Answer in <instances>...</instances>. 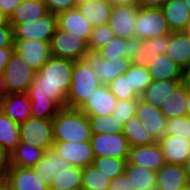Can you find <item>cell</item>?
Listing matches in <instances>:
<instances>
[{"instance_id":"6da1fadb","label":"cell","mask_w":190,"mask_h":190,"mask_svg":"<svg viewBox=\"0 0 190 190\" xmlns=\"http://www.w3.org/2000/svg\"><path fill=\"white\" fill-rule=\"evenodd\" d=\"M74 61L51 56L35 73L26 94L30 100H55L62 108L72 81Z\"/></svg>"},{"instance_id":"7a4b0ae2","label":"cell","mask_w":190,"mask_h":190,"mask_svg":"<svg viewBox=\"0 0 190 190\" xmlns=\"http://www.w3.org/2000/svg\"><path fill=\"white\" fill-rule=\"evenodd\" d=\"M54 141L88 142L91 128L88 116L79 109L62 108L52 119Z\"/></svg>"},{"instance_id":"3957f363","label":"cell","mask_w":190,"mask_h":190,"mask_svg":"<svg viewBox=\"0 0 190 190\" xmlns=\"http://www.w3.org/2000/svg\"><path fill=\"white\" fill-rule=\"evenodd\" d=\"M102 83L85 59L73 64L72 81L66 98V107L79 109Z\"/></svg>"},{"instance_id":"277c9868","label":"cell","mask_w":190,"mask_h":190,"mask_svg":"<svg viewBox=\"0 0 190 190\" xmlns=\"http://www.w3.org/2000/svg\"><path fill=\"white\" fill-rule=\"evenodd\" d=\"M134 37L141 40L163 37L171 34L161 8L138 7Z\"/></svg>"},{"instance_id":"5b68a950","label":"cell","mask_w":190,"mask_h":190,"mask_svg":"<svg viewBox=\"0 0 190 190\" xmlns=\"http://www.w3.org/2000/svg\"><path fill=\"white\" fill-rule=\"evenodd\" d=\"M51 56L72 61L84 59L89 52L88 42L71 32L57 27L50 41Z\"/></svg>"},{"instance_id":"8992f818","label":"cell","mask_w":190,"mask_h":190,"mask_svg":"<svg viewBox=\"0 0 190 190\" xmlns=\"http://www.w3.org/2000/svg\"><path fill=\"white\" fill-rule=\"evenodd\" d=\"M36 71L16 52L13 51L3 71L8 94L26 93Z\"/></svg>"},{"instance_id":"52a82bcc","label":"cell","mask_w":190,"mask_h":190,"mask_svg":"<svg viewBox=\"0 0 190 190\" xmlns=\"http://www.w3.org/2000/svg\"><path fill=\"white\" fill-rule=\"evenodd\" d=\"M13 28L14 40H39L51 41V37L57 29V15L48 12L41 18L22 24H10Z\"/></svg>"},{"instance_id":"ba28073f","label":"cell","mask_w":190,"mask_h":190,"mask_svg":"<svg viewBox=\"0 0 190 190\" xmlns=\"http://www.w3.org/2000/svg\"><path fill=\"white\" fill-rule=\"evenodd\" d=\"M20 142L44 149L52 148L54 144L52 120L28 118L19 124Z\"/></svg>"},{"instance_id":"9c48e42d","label":"cell","mask_w":190,"mask_h":190,"mask_svg":"<svg viewBox=\"0 0 190 190\" xmlns=\"http://www.w3.org/2000/svg\"><path fill=\"white\" fill-rule=\"evenodd\" d=\"M90 142L95 157L128 159L130 146L122 132L91 134Z\"/></svg>"},{"instance_id":"30bf717a","label":"cell","mask_w":190,"mask_h":190,"mask_svg":"<svg viewBox=\"0 0 190 190\" xmlns=\"http://www.w3.org/2000/svg\"><path fill=\"white\" fill-rule=\"evenodd\" d=\"M84 59L103 85L110 84L117 76L124 74L133 63L127 57L122 61L105 60L98 51H89Z\"/></svg>"},{"instance_id":"8fae6325","label":"cell","mask_w":190,"mask_h":190,"mask_svg":"<svg viewBox=\"0 0 190 190\" xmlns=\"http://www.w3.org/2000/svg\"><path fill=\"white\" fill-rule=\"evenodd\" d=\"M136 117L155 142L166 135L167 119L159 107L139 98L136 106Z\"/></svg>"},{"instance_id":"7c38bea8","label":"cell","mask_w":190,"mask_h":190,"mask_svg":"<svg viewBox=\"0 0 190 190\" xmlns=\"http://www.w3.org/2000/svg\"><path fill=\"white\" fill-rule=\"evenodd\" d=\"M138 7L134 5L112 6L108 25L114 36L123 39L134 37Z\"/></svg>"},{"instance_id":"4fadbf2b","label":"cell","mask_w":190,"mask_h":190,"mask_svg":"<svg viewBox=\"0 0 190 190\" xmlns=\"http://www.w3.org/2000/svg\"><path fill=\"white\" fill-rule=\"evenodd\" d=\"M52 147L74 167L85 168L92 165L95 158L90 141H54Z\"/></svg>"},{"instance_id":"5bb4252c","label":"cell","mask_w":190,"mask_h":190,"mask_svg":"<svg viewBox=\"0 0 190 190\" xmlns=\"http://www.w3.org/2000/svg\"><path fill=\"white\" fill-rule=\"evenodd\" d=\"M14 52L20 55L36 72L51 57L50 43L39 40H14Z\"/></svg>"},{"instance_id":"9a60e30c","label":"cell","mask_w":190,"mask_h":190,"mask_svg":"<svg viewBox=\"0 0 190 190\" xmlns=\"http://www.w3.org/2000/svg\"><path fill=\"white\" fill-rule=\"evenodd\" d=\"M2 185L8 190H49L33 168L10 166Z\"/></svg>"},{"instance_id":"2e32d148","label":"cell","mask_w":190,"mask_h":190,"mask_svg":"<svg viewBox=\"0 0 190 190\" xmlns=\"http://www.w3.org/2000/svg\"><path fill=\"white\" fill-rule=\"evenodd\" d=\"M117 98L109 90L108 85L97 88L87 101L79 108L87 116H106L112 114Z\"/></svg>"},{"instance_id":"e0dca14e","label":"cell","mask_w":190,"mask_h":190,"mask_svg":"<svg viewBox=\"0 0 190 190\" xmlns=\"http://www.w3.org/2000/svg\"><path fill=\"white\" fill-rule=\"evenodd\" d=\"M127 161L156 172L165 164L162 149L158 142L144 146H130Z\"/></svg>"},{"instance_id":"ac0fdd59","label":"cell","mask_w":190,"mask_h":190,"mask_svg":"<svg viewBox=\"0 0 190 190\" xmlns=\"http://www.w3.org/2000/svg\"><path fill=\"white\" fill-rule=\"evenodd\" d=\"M189 183L182 165L165 163L156 173V190H182Z\"/></svg>"},{"instance_id":"d6986e66","label":"cell","mask_w":190,"mask_h":190,"mask_svg":"<svg viewBox=\"0 0 190 190\" xmlns=\"http://www.w3.org/2000/svg\"><path fill=\"white\" fill-rule=\"evenodd\" d=\"M165 163L184 166L190 158V140L173 135H165L158 141Z\"/></svg>"},{"instance_id":"ffe728a7","label":"cell","mask_w":190,"mask_h":190,"mask_svg":"<svg viewBox=\"0 0 190 190\" xmlns=\"http://www.w3.org/2000/svg\"><path fill=\"white\" fill-rule=\"evenodd\" d=\"M161 10L171 32L190 30V10L184 0H167Z\"/></svg>"},{"instance_id":"44dd1931","label":"cell","mask_w":190,"mask_h":190,"mask_svg":"<svg viewBox=\"0 0 190 190\" xmlns=\"http://www.w3.org/2000/svg\"><path fill=\"white\" fill-rule=\"evenodd\" d=\"M66 167H72V165L61 157L52 147L44 152L43 157L37 162L33 169L36 176L49 186L57 173L63 171Z\"/></svg>"},{"instance_id":"7402d4cb","label":"cell","mask_w":190,"mask_h":190,"mask_svg":"<svg viewBox=\"0 0 190 190\" xmlns=\"http://www.w3.org/2000/svg\"><path fill=\"white\" fill-rule=\"evenodd\" d=\"M0 109L18 124L31 118V101L26 93L7 94L0 99Z\"/></svg>"},{"instance_id":"603a6c76","label":"cell","mask_w":190,"mask_h":190,"mask_svg":"<svg viewBox=\"0 0 190 190\" xmlns=\"http://www.w3.org/2000/svg\"><path fill=\"white\" fill-rule=\"evenodd\" d=\"M57 26L63 31H68L84 38L87 42L93 27L87 19L76 8L63 11L57 14Z\"/></svg>"},{"instance_id":"cb8c5ba5","label":"cell","mask_w":190,"mask_h":190,"mask_svg":"<svg viewBox=\"0 0 190 190\" xmlns=\"http://www.w3.org/2000/svg\"><path fill=\"white\" fill-rule=\"evenodd\" d=\"M177 65L184 69L190 64V30L172 32L170 42L165 53Z\"/></svg>"},{"instance_id":"d4e9b609","label":"cell","mask_w":190,"mask_h":190,"mask_svg":"<svg viewBox=\"0 0 190 190\" xmlns=\"http://www.w3.org/2000/svg\"><path fill=\"white\" fill-rule=\"evenodd\" d=\"M148 69L154 81L183 79V69L166 54L156 56L149 62Z\"/></svg>"},{"instance_id":"484cf974","label":"cell","mask_w":190,"mask_h":190,"mask_svg":"<svg viewBox=\"0 0 190 190\" xmlns=\"http://www.w3.org/2000/svg\"><path fill=\"white\" fill-rule=\"evenodd\" d=\"M47 13L43 0H22L9 17V24L35 21Z\"/></svg>"},{"instance_id":"4316f807","label":"cell","mask_w":190,"mask_h":190,"mask_svg":"<svg viewBox=\"0 0 190 190\" xmlns=\"http://www.w3.org/2000/svg\"><path fill=\"white\" fill-rule=\"evenodd\" d=\"M169 42L170 34L163 37L142 40L138 55L133 63L138 66L148 67L149 62L156 56L166 53Z\"/></svg>"},{"instance_id":"83f0119b","label":"cell","mask_w":190,"mask_h":190,"mask_svg":"<svg viewBox=\"0 0 190 190\" xmlns=\"http://www.w3.org/2000/svg\"><path fill=\"white\" fill-rule=\"evenodd\" d=\"M92 27L108 24L112 5L107 0H89L77 7Z\"/></svg>"},{"instance_id":"f1b7e54d","label":"cell","mask_w":190,"mask_h":190,"mask_svg":"<svg viewBox=\"0 0 190 190\" xmlns=\"http://www.w3.org/2000/svg\"><path fill=\"white\" fill-rule=\"evenodd\" d=\"M181 82L182 79L152 80L151 84L140 95V99L156 107H160L167 96H169Z\"/></svg>"},{"instance_id":"f546056e","label":"cell","mask_w":190,"mask_h":190,"mask_svg":"<svg viewBox=\"0 0 190 190\" xmlns=\"http://www.w3.org/2000/svg\"><path fill=\"white\" fill-rule=\"evenodd\" d=\"M187 87L181 82L159 107L166 119L187 116Z\"/></svg>"},{"instance_id":"4dcf8cb0","label":"cell","mask_w":190,"mask_h":190,"mask_svg":"<svg viewBox=\"0 0 190 190\" xmlns=\"http://www.w3.org/2000/svg\"><path fill=\"white\" fill-rule=\"evenodd\" d=\"M156 171L126 162L124 174L136 190H156Z\"/></svg>"},{"instance_id":"1f68e13d","label":"cell","mask_w":190,"mask_h":190,"mask_svg":"<svg viewBox=\"0 0 190 190\" xmlns=\"http://www.w3.org/2000/svg\"><path fill=\"white\" fill-rule=\"evenodd\" d=\"M45 150L26 142H19L10 154V166L34 168L43 157Z\"/></svg>"},{"instance_id":"d6a6232c","label":"cell","mask_w":190,"mask_h":190,"mask_svg":"<svg viewBox=\"0 0 190 190\" xmlns=\"http://www.w3.org/2000/svg\"><path fill=\"white\" fill-rule=\"evenodd\" d=\"M19 142V124L14 122L0 109V147L11 154Z\"/></svg>"},{"instance_id":"836d02e7","label":"cell","mask_w":190,"mask_h":190,"mask_svg":"<svg viewBox=\"0 0 190 190\" xmlns=\"http://www.w3.org/2000/svg\"><path fill=\"white\" fill-rule=\"evenodd\" d=\"M82 188V168L66 167L59 171L49 185V190H76Z\"/></svg>"},{"instance_id":"e575fe53","label":"cell","mask_w":190,"mask_h":190,"mask_svg":"<svg viewBox=\"0 0 190 190\" xmlns=\"http://www.w3.org/2000/svg\"><path fill=\"white\" fill-rule=\"evenodd\" d=\"M122 133L127 138L129 146H144L155 142L136 116L123 125Z\"/></svg>"},{"instance_id":"d590c367","label":"cell","mask_w":190,"mask_h":190,"mask_svg":"<svg viewBox=\"0 0 190 190\" xmlns=\"http://www.w3.org/2000/svg\"><path fill=\"white\" fill-rule=\"evenodd\" d=\"M111 179L93 165L82 168V188L87 190H106Z\"/></svg>"},{"instance_id":"8d00e7d4","label":"cell","mask_w":190,"mask_h":190,"mask_svg":"<svg viewBox=\"0 0 190 190\" xmlns=\"http://www.w3.org/2000/svg\"><path fill=\"white\" fill-rule=\"evenodd\" d=\"M124 74L129 75L130 87H133L139 96L152 82L148 67H142L132 63Z\"/></svg>"},{"instance_id":"74e56055","label":"cell","mask_w":190,"mask_h":190,"mask_svg":"<svg viewBox=\"0 0 190 190\" xmlns=\"http://www.w3.org/2000/svg\"><path fill=\"white\" fill-rule=\"evenodd\" d=\"M127 159L95 157L92 165L111 180L124 173Z\"/></svg>"},{"instance_id":"f35d334b","label":"cell","mask_w":190,"mask_h":190,"mask_svg":"<svg viewBox=\"0 0 190 190\" xmlns=\"http://www.w3.org/2000/svg\"><path fill=\"white\" fill-rule=\"evenodd\" d=\"M91 134L119 133L123 125L112 114L106 116H88Z\"/></svg>"},{"instance_id":"ab89813d","label":"cell","mask_w":190,"mask_h":190,"mask_svg":"<svg viewBox=\"0 0 190 190\" xmlns=\"http://www.w3.org/2000/svg\"><path fill=\"white\" fill-rule=\"evenodd\" d=\"M31 117L52 120L62 107L55 100H30Z\"/></svg>"},{"instance_id":"60d3db41","label":"cell","mask_w":190,"mask_h":190,"mask_svg":"<svg viewBox=\"0 0 190 190\" xmlns=\"http://www.w3.org/2000/svg\"><path fill=\"white\" fill-rule=\"evenodd\" d=\"M109 90L114 94L117 100L139 99L140 96L130 87L129 75L121 74L117 76L110 84Z\"/></svg>"},{"instance_id":"b9f144b4","label":"cell","mask_w":190,"mask_h":190,"mask_svg":"<svg viewBox=\"0 0 190 190\" xmlns=\"http://www.w3.org/2000/svg\"><path fill=\"white\" fill-rule=\"evenodd\" d=\"M127 39L113 37L108 43H106L98 53L105 60H119L122 61L126 58Z\"/></svg>"},{"instance_id":"7bdbcfd3","label":"cell","mask_w":190,"mask_h":190,"mask_svg":"<svg viewBox=\"0 0 190 190\" xmlns=\"http://www.w3.org/2000/svg\"><path fill=\"white\" fill-rule=\"evenodd\" d=\"M113 37V31L110 29L108 24L93 27V30L88 40L89 51H98L106 43L112 40Z\"/></svg>"},{"instance_id":"ee69618b","label":"cell","mask_w":190,"mask_h":190,"mask_svg":"<svg viewBox=\"0 0 190 190\" xmlns=\"http://www.w3.org/2000/svg\"><path fill=\"white\" fill-rule=\"evenodd\" d=\"M166 135L178 136L190 140V117H174L167 119Z\"/></svg>"},{"instance_id":"f6af8a7d","label":"cell","mask_w":190,"mask_h":190,"mask_svg":"<svg viewBox=\"0 0 190 190\" xmlns=\"http://www.w3.org/2000/svg\"><path fill=\"white\" fill-rule=\"evenodd\" d=\"M139 99L117 100L112 115L124 125L130 118L136 116V106Z\"/></svg>"},{"instance_id":"bcb514c9","label":"cell","mask_w":190,"mask_h":190,"mask_svg":"<svg viewBox=\"0 0 190 190\" xmlns=\"http://www.w3.org/2000/svg\"><path fill=\"white\" fill-rule=\"evenodd\" d=\"M48 12L58 14L63 11H67L73 8L74 6L73 0H43Z\"/></svg>"},{"instance_id":"7dc6e473","label":"cell","mask_w":190,"mask_h":190,"mask_svg":"<svg viewBox=\"0 0 190 190\" xmlns=\"http://www.w3.org/2000/svg\"><path fill=\"white\" fill-rule=\"evenodd\" d=\"M107 190H136L130 182V179L123 173L110 181Z\"/></svg>"},{"instance_id":"c3c4849f","label":"cell","mask_w":190,"mask_h":190,"mask_svg":"<svg viewBox=\"0 0 190 190\" xmlns=\"http://www.w3.org/2000/svg\"><path fill=\"white\" fill-rule=\"evenodd\" d=\"M14 47L13 28L10 24L0 27V48Z\"/></svg>"},{"instance_id":"681fc988","label":"cell","mask_w":190,"mask_h":190,"mask_svg":"<svg viewBox=\"0 0 190 190\" xmlns=\"http://www.w3.org/2000/svg\"><path fill=\"white\" fill-rule=\"evenodd\" d=\"M142 44V40L140 38L132 37L127 39V49L126 57L129 58L132 62L136 59L138 55L139 46Z\"/></svg>"},{"instance_id":"f907efd6","label":"cell","mask_w":190,"mask_h":190,"mask_svg":"<svg viewBox=\"0 0 190 190\" xmlns=\"http://www.w3.org/2000/svg\"><path fill=\"white\" fill-rule=\"evenodd\" d=\"M9 168L10 154L0 147V184L4 182Z\"/></svg>"},{"instance_id":"816d5d0a","label":"cell","mask_w":190,"mask_h":190,"mask_svg":"<svg viewBox=\"0 0 190 190\" xmlns=\"http://www.w3.org/2000/svg\"><path fill=\"white\" fill-rule=\"evenodd\" d=\"M22 0H0V10L9 18Z\"/></svg>"},{"instance_id":"f5cc1de1","label":"cell","mask_w":190,"mask_h":190,"mask_svg":"<svg viewBox=\"0 0 190 190\" xmlns=\"http://www.w3.org/2000/svg\"><path fill=\"white\" fill-rule=\"evenodd\" d=\"M13 51H14V47L0 48V73L1 74H3V71L5 70L6 65Z\"/></svg>"},{"instance_id":"db71d44e","label":"cell","mask_w":190,"mask_h":190,"mask_svg":"<svg viewBox=\"0 0 190 190\" xmlns=\"http://www.w3.org/2000/svg\"><path fill=\"white\" fill-rule=\"evenodd\" d=\"M167 0H137L141 8H161Z\"/></svg>"},{"instance_id":"11a10c76","label":"cell","mask_w":190,"mask_h":190,"mask_svg":"<svg viewBox=\"0 0 190 190\" xmlns=\"http://www.w3.org/2000/svg\"><path fill=\"white\" fill-rule=\"evenodd\" d=\"M112 6L118 5H134L138 6L137 0H107Z\"/></svg>"},{"instance_id":"9f6ffc18","label":"cell","mask_w":190,"mask_h":190,"mask_svg":"<svg viewBox=\"0 0 190 190\" xmlns=\"http://www.w3.org/2000/svg\"><path fill=\"white\" fill-rule=\"evenodd\" d=\"M182 83L190 89V64L183 69Z\"/></svg>"},{"instance_id":"6f0895ef","label":"cell","mask_w":190,"mask_h":190,"mask_svg":"<svg viewBox=\"0 0 190 190\" xmlns=\"http://www.w3.org/2000/svg\"><path fill=\"white\" fill-rule=\"evenodd\" d=\"M8 94L5 79L3 74L0 73V99L4 98Z\"/></svg>"},{"instance_id":"680465c9","label":"cell","mask_w":190,"mask_h":190,"mask_svg":"<svg viewBox=\"0 0 190 190\" xmlns=\"http://www.w3.org/2000/svg\"><path fill=\"white\" fill-rule=\"evenodd\" d=\"M9 24V18L0 10V27Z\"/></svg>"},{"instance_id":"91938a15","label":"cell","mask_w":190,"mask_h":190,"mask_svg":"<svg viewBox=\"0 0 190 190\" xmlns=\"http://www.w3.org/2000/svg\"><path fill=\"white\" fill-rule=\"evenodd\" d=\"M186 106H187V116L190 117V89L189 88H187Z\"/></svg>"},{"instance_id":"94428289","label":"cell","mask_w":190,"mask_h":190,"mask_svg":"<svg viewBox=\"0 0 190 190\" xmlns=\"http://www.w3.org/2000/svg\"><path fill=\"white\" fill-rule=\"evenodd\" d=\"M184 167H185V171H186L187 177L190 180V158L186 161Z\"/></svg>"},{"instance_id":"6125c7cd","label":"cell","mask_w":190,"mask_h":190,"mask_svg":"<svg viewBox=\"0 0 190 190\" xmlns=\"http://www.w3.org/2000/svg\"><path fill=\"white\" fill-rule=\"evenodd\" d=\"M74 1V6L78 7L79 5L89 1V0H73Z\"/></svg>"},{"instance_id":"be15d7a7","label":"cell","mask_w":190,"mask_h":190,"mask_svg":"<svg viewBox=\"0 0 190 190\" xmlns=\"http://www.w3.org/2000/svg\"><path fill=\"white\" fill-rule=\"evenodd\" d=\"M190 10V0H184Z\"/></svg>"},{"instance_id":"e7e4bbea","label":"cell","mask_w":190,"mask_h":190,"mask_svg":"<svg viewBox=\"0 0 190 190\" xmlns=\"http://www.w3.org/2000/svg\"><path fill=\"white\" fill-rule=\"evenodd\" d=\"M182 190H190V183L187 186H185Z\"/></svg>"},{"instance_id":"03108f58","label":"cell","mask_w":190,"mask_h":190,"mask_svg":"<svg viewBox=\"0 0 190 190\" xmlns=\"http://www.w3.org/2000/svg\"><path fill=\"white\" fill-rule=\"evenodd\" d=\"M1 190H8V189L5 188V187L1 184Z\"/></svg>"}]
</instances>
